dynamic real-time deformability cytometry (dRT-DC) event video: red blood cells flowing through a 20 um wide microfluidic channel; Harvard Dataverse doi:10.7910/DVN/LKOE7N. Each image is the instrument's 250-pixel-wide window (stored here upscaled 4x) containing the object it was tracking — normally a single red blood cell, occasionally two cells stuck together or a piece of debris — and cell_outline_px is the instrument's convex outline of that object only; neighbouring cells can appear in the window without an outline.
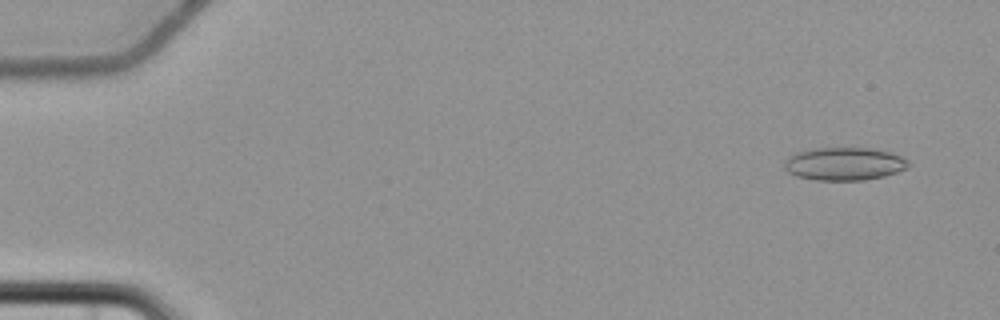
{"species": "common noctule bat (a hibernating species)", "species_latin": "Nyctalus noctula", "temperature_condition": "cold", "stored_images_in_passage": 5, "camera_frame_rate_fps": 3000, "um_per_image_px": 0.085, "animal": {"sex": "female", "body_mass_g": 22.7, "forearm_length_mm": 54.2}, "frame": {"image": 1, "passage_image": 1, "time_ms": 0.0, "image_size_px": [1000, 320], "cell_outline_px": [[912, 164], [908, 168], [884, 176], [864, 180], [812, 180], [796, 176], [788, 172], [784, 168], [784, 160], [788, 156], [796, 152], [816, 148], [868, 148], [888, 152], [900, 156], [908, 160]], "centroid_in_image_um": [71.74, 13.93], "position_along_channel_um": 13.3, "area_um2": 23.93}}